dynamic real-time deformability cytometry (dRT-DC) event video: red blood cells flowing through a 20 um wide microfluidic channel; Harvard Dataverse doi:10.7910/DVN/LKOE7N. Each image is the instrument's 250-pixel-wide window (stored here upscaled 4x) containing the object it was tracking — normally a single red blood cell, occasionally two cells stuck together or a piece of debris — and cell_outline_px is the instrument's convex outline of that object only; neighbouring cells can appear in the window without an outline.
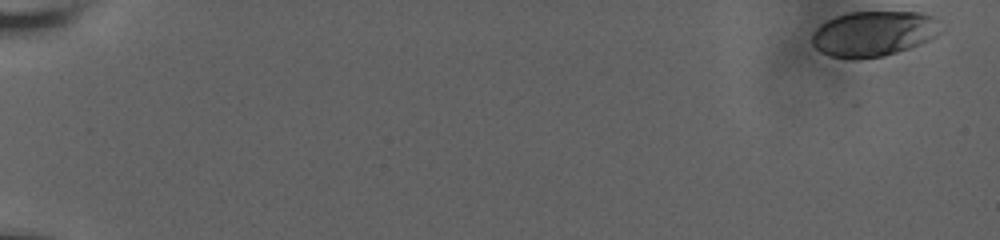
{"species": "human", "species_latin": "Homo sapiens", "temperature_condition": "room temperature", "stored_images_in_passage": 4, "camera_frame_rate_fps": 3000, "um_per_image_px": 0.085, "donor": {"sex": "male"}, "frame": {"image": 1, "passage_image": 1, "time_ms": 0.0, "image_size_px": [1000, 240], "cell_outline_px": [[940, 32], [936, 36], [928, 40], [908, 48], [884, 56], [860, 60], [852, 60], [832, 56], [820, 52], [812, 44], [812, 32], [820, 24], [836, 16], [848, 12], [920, 12], [932, 16], [936, 20]], "centroid_in_image_um": [74.2, 2.87], "position_along_channel_um": 10.8, "area_um2": 34.04}}